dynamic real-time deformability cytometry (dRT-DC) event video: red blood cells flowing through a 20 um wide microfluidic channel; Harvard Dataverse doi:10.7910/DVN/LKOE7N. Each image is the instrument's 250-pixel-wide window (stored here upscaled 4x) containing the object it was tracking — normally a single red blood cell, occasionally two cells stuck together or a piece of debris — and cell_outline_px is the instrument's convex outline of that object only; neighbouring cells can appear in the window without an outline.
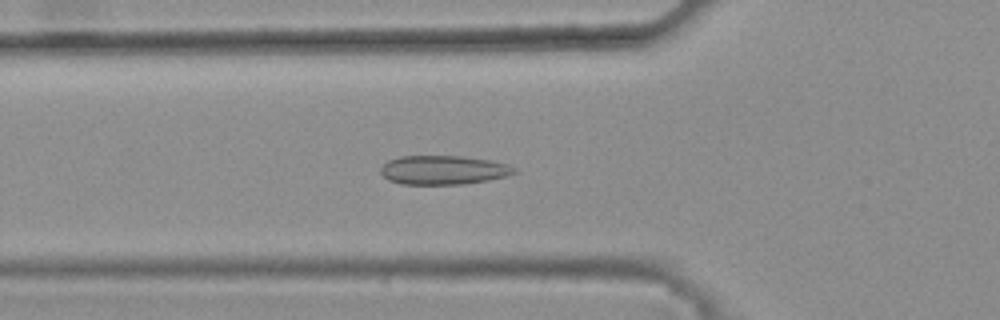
{"species": "common noctule bat (a hibernating species)", "species_latin": "Nyctalus noctula", "temperature_condition": "warm", "stored_images_in_passage": 44, "camera_frame_rate_fps": 3000, "um_per_image_px": 0.085, "animal": {"sex": "female", "body_mass_g": 25.1}, "frame": {"image": 1, "passage_image": 17, "time_ms": 5.333, "image_size_px": [1000, 320], "cell_outline_px": [[516, 172], [508, 176], [488, 180], [464, 184], [400, 184], [388, 180], [380, 172], [380, 168], [388, 160], [400, 156], [460, 156], [488, 160], [508, 164], [516, 168]], "centroid_in_image_um": [37.68, 14.45], "position_along_channel_um": 88.1, "area_um2": 22.6}}
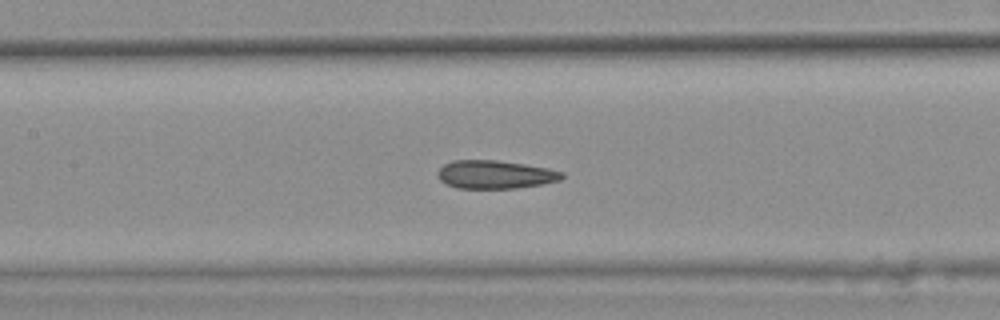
{"frame": {"image": 2, "passage_image": 23, "time_ms": 7.333, "image_size_px": [1000, 320], "cell_outline_px": [[564, 176], [560, 180], [544, 184], [516, 188], [456, 188], [440, 180], [436, 172], [444, 164], [452, 160], [496, 160], [524, 164], [548, 168], [564, 172]], "centroid_in_image_um": [42.1, 14.83], "position_along_channel_um": 165.3, "area_um2": 20.52}}
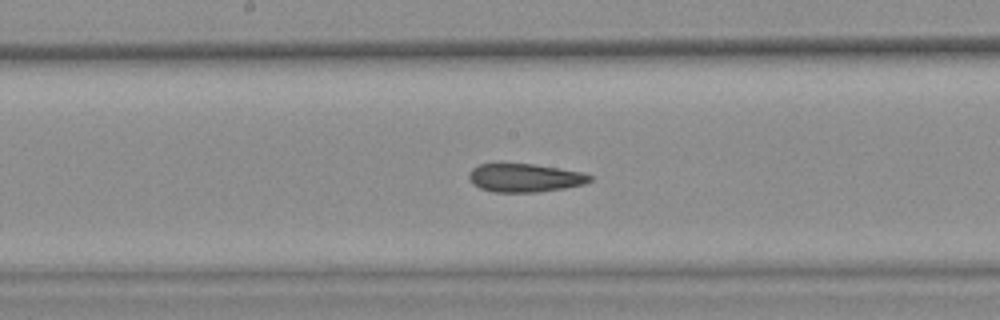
{"frame": {"image": 3, "passage_image": 26, "time_ms": 8.333, "image_size_px": [1000, 320], "cell_outline_px": [[592, 180], [584, 184], [564, 188], [536, 192], [492, 192], [480, 188], [472, 184], [468, 176], [472, 168], [480, 164], [496, 160], [500, 160], [536, 164], [560, 168], [580, 172], [592, 176]], "centroid_in_image_um": [44.52, 15.06], "position_along_channel_um": 203.7, "area_um2": 20.81}, "authors_computed_cell_mechanics": {"area_um2": 20.808, "velocity_mm_per_s": 3.8462, "shape_relaxation_time_tau1_ms": null, "shape_relaxation_time_tau2_ms": 3.1889, "deformation_change_tau1": null, "deformation_change_tau2": 0.0893}}